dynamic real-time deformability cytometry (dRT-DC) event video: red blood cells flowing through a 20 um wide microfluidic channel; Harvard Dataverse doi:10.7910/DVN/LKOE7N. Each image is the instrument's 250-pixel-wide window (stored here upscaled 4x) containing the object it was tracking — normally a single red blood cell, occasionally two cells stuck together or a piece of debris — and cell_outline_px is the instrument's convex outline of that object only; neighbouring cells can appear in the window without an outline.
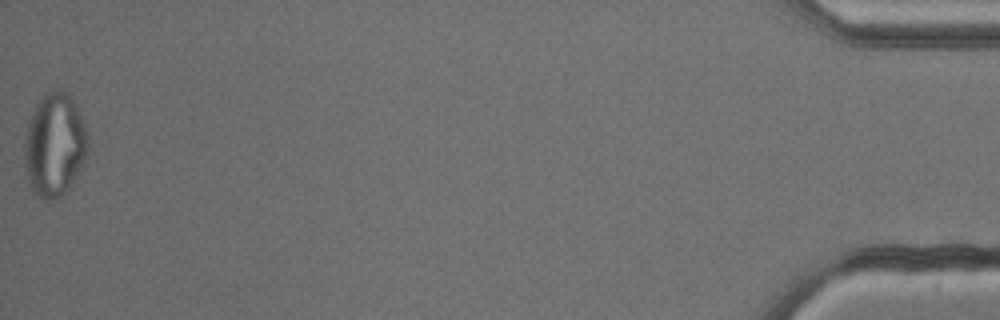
{"species": "common noctule bat (a hibernating species)", "species_latin": "Nyctalus noctula", "temperature_condition": "cold", "stored_images_in_passage": 54, "camera_frame_rate_fps": 3000, "um_per_image_px": 0.085, "animal": {"sex": "male", "body_mass_g": 13.3}, "frame": {"image": 1, "passage_image": 54, "time_ms": 17.667, "image_size_px": [1000, 320], "cell_outline_px": [[88, 148], [68, 188], [60, 196], [52, 200], [44, 200], [36, 196], [24, 172], [24, 144], [28, 120], [36, 104], [48, 92], [68, 92], [76, 104], [84, 124], [88, 136]], "centroid_in_image_um": [4.59, 12.32], "position_along_channel_um": 430.6, "area_um2": 37.69}}